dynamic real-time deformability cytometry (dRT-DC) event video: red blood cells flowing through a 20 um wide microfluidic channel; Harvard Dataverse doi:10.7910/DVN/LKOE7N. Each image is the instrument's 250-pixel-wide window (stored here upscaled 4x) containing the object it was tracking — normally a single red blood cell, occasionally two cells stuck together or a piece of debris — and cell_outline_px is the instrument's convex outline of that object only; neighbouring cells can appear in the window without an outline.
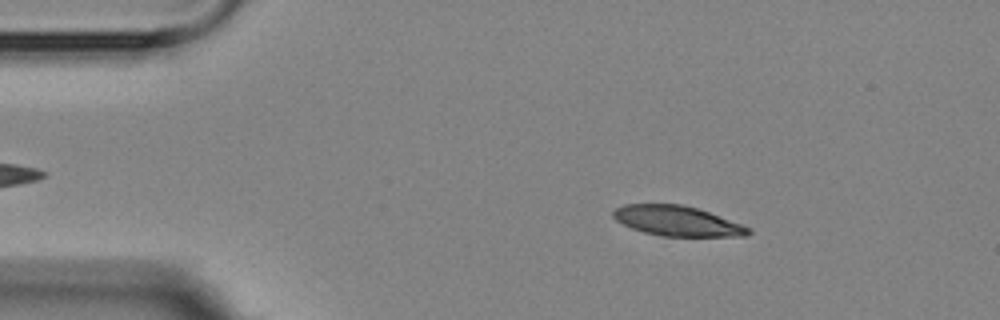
{"species": "Egyptian fruit bat (a non-hibernating species)", "species_latin": "Rousettus aegyptiacus", "temperature_condition": "room temperature", "stored_images_in_passage": 4, "camera_frame_rate_fps": 3000, "um_per_image_px": 0.085, "animal": {"sex": "female"}, "frame": {"image": 1, "passage_image": 2, "time_ms": 1.0, "image_size_px": [1000, 320], "cell_outline_px": [[752, 232], [748, 236], [660, 236], [644, 232], [632, 228], [616, 220], [612, 216], [612, 212], [616, 208], [624, 204], [680, 204], [696, 208], [708, 212], [752, 228]], "centroid_in_image_um": [57.56, 18.78], "position_along_channel_um": 27.4, "area_um2": 23.52}}
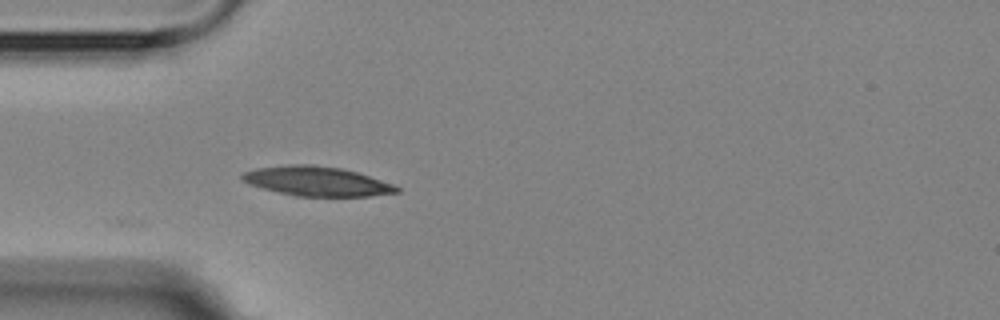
{"frame": {"image": 2, "passage_image": 4, "time_ms": 3.333, "image_size_px": [1000, 320], "cell_outline_px": [[400, 192], [368, 196], [296, 196], [248, 184], [240, 180], [240, 176], [244, 172], [256, 168], [288, 164], [312, 164], [340, 168], [356, 172], [396, 184], [400, 188]], "centroid_in_image_um": [26.94, 15.4], "position_along_channel_um": 58.1, "area_um2": 26.59}}